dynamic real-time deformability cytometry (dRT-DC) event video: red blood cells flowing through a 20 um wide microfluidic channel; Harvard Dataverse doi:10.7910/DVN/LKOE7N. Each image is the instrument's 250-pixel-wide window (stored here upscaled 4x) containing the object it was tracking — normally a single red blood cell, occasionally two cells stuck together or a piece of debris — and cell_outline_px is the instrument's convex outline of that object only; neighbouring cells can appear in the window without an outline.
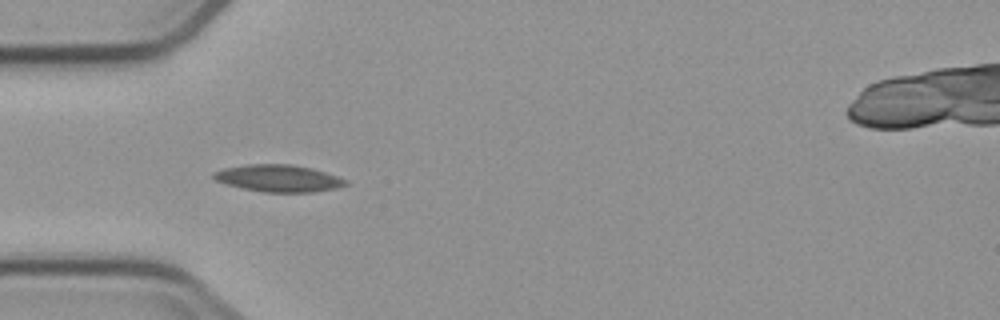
{"species": "common noctule bat (a hibernating species)", "species_latin": "Nyctalus noctula", "temperature_condition": "cold", "stored_images_in_passage": 6, "camera_frame_rate_fps": 3000, "um_per_image_px": 0.085, "animal": {"sex": "male", "body_mass_g": 23.1, "forearm_length_mm": 52.7}, "frame": {"image": 1, "passage_image": 5, "time_ms": 5.0, "image_size_px": [1000, 320], "cell_outline_px": [[348, 184], [336, 188], [312, 192], [264, 192], [244, 188], [228, 184], [216, 180], [212, 176], [212, 172], [224, 168], [248, 164], [292, 164], [312, 168], [336, 176], [344, 180]], "centroid_in_image_um": [23.65, 15.14], "position_along_channel_um": 61.4, "area_um2": 20.52}}
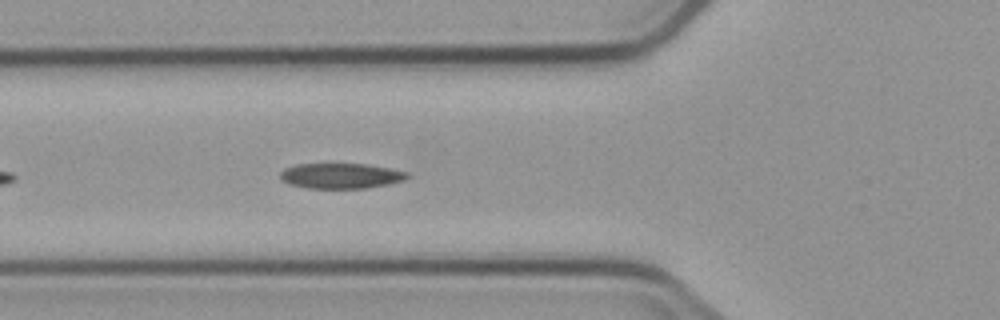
{"frame": {"image": 2, "passage_image": 6, "time_ms": 6.0, "image_size_px": [1000, 320], "cell_outline_px": [[412, 176], [404, 180], [388, 184], [364, 188], [308, 188], [288, 184], [280, 180], [280, 172], [284, 168], [296, 164], [368, 164], [408, 172]], "centroid_in_image_um": [28.96, 14.94], "position_along_channel_um": 96.8, "area_um2": 18.84}}